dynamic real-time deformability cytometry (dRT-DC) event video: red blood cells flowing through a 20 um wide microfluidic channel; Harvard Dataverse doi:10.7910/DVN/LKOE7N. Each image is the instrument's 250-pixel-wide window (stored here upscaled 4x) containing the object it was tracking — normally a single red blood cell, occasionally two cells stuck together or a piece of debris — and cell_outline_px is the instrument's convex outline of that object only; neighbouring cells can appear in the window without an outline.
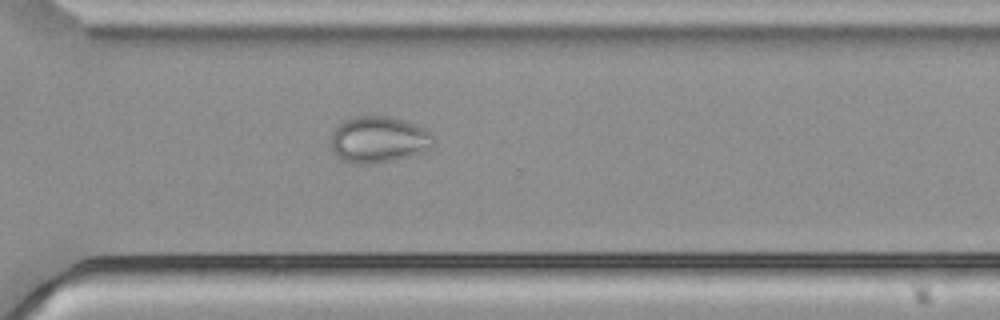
{"species": "common noctule bat (a hibernating species)", "species_latin": "Nyctalus noctula", "temperature_condition": "cold", "stored_images_in_passage": 54, "camera_frame_rate_fps": 3000, "um_per_image_px": 0.085, "animal": {"sex": "male", "body_mass_g": 21.5, "forearm_length_mm": 52.0}, "frame": {"image": 1, "passage_image": 39, "time_ms": 12.667, "image_size_px": [1000, 320], "cell_outline_px": [[436, 144], [432, 148], [396, 160], [372, 164], [356, 164], [340, 160], [332, 152], [332, 132], [344, 120], [356, 116], [392, 116], [416, 124], [432, 132], [436, 140]], "centroid_in_image_um": [32.22, 11.87], "position_along_channel_um": 338.4, "area_um2": 28.21}}